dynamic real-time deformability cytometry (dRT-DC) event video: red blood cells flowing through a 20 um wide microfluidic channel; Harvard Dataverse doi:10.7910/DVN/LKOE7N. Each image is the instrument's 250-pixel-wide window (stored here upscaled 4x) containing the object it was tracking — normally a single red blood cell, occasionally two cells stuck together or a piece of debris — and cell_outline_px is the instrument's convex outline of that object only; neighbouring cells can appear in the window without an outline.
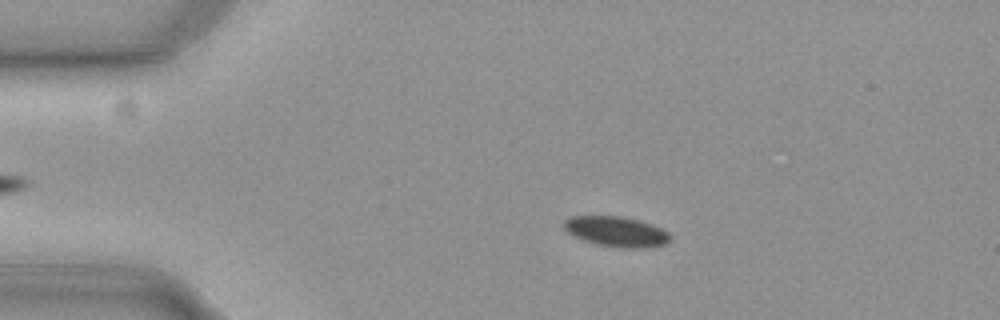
{"species": "common noctule bat (a hibernating species)", "species_latin": "Nyctalus noctula", "temperature_condition": "cold", "stored_images_in_passage": 48, "camera_frame_rate_fps": 3000, "um_per_image_px": 0.085, "animal": {"sex": "female", "body_mass_g": 19.3, "forearm_length_mm": 54.1}, "frame": {"image": 1, "passage_image": 11, "time_ms": 3.333, "image_size_px": [1000, 320], "cell_outline_px": [[668, 240], [664, 244], [644, 248], [620, 248], [596, 244], [584, 240], [568, 232], [564, 228], [564, 220], [572, 216], [620, 216], [652, 224], [668, 232]], "centroid_in_image_um": [52.36, 19.68], "position_along_channel_um": 32.6, "area_um2": 18.38}}
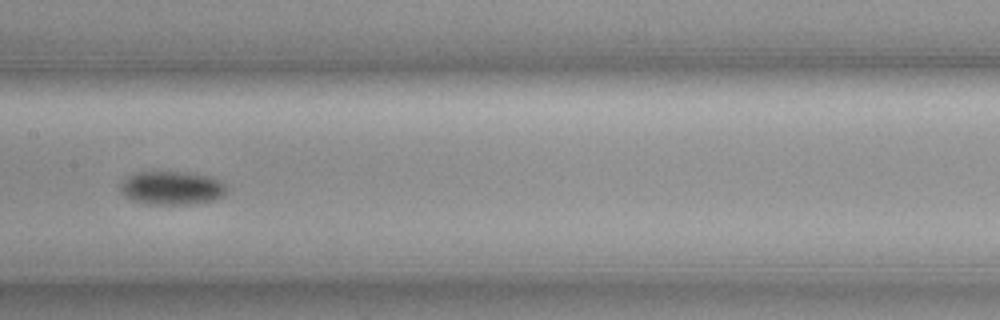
{"frame": {"image": 2, "passage_image": 28, "time_ms": 9.0, "image_size_px": [1000, 320], "cell_outline_px": [[228, 192], [224, 196], [216, 200], [196, 204], [148, 204], [132, 200], [124, 196], [120, 192], [120, 184], [132, 172], [188, 172], [212, 176], [220, 180], [228, 188]], "centroid_in_image_um": [14.65, 15.98], "position_along_channel_um": 192.8, "area_um2": 21.27}}
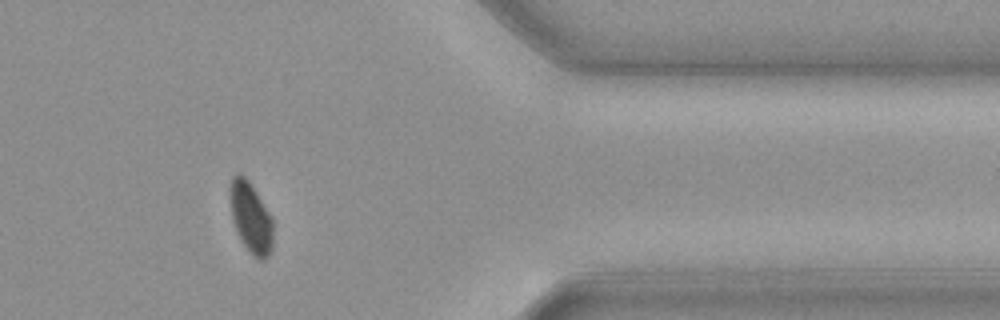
{"frame": {"image": 3, "passage_image": 46, "time_ms": 15.0, "image_size_px": [1000, 320], "cell_outline_px": [[272, 248], [268, 256], [264, 260], [260, 260], [252, 256], [248, 252], [232, 220], [228, 196], [228, 188], [232, 176], [236, 172], [240, 172], [248, 180], [272, 216]], "centroid_in_image_um": [21.28, 18.45], "position_along_channel_um": 390.1, "area_um2": 18.03}}